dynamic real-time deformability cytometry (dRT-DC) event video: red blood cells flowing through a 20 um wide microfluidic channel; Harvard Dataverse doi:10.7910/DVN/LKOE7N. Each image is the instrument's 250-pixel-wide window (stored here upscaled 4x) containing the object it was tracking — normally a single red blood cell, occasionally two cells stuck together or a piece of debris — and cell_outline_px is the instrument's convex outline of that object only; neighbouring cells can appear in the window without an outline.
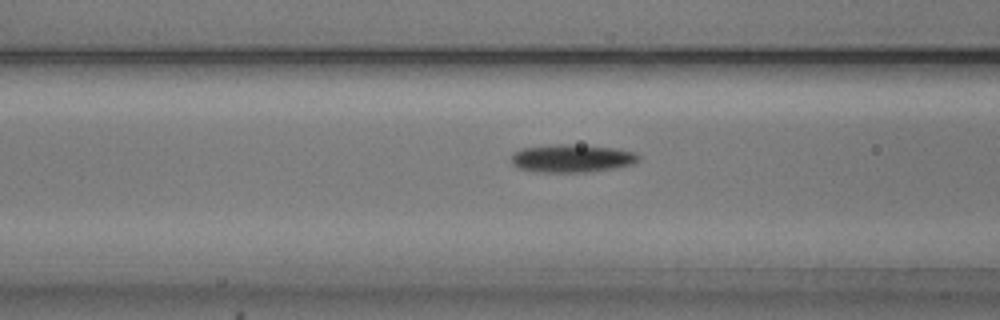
{"species": "common noctule bat (a hibernating species)", "species_latin": "Nyctalus noctula", "temperature_condition": "cold", "stored_images_in_passage": 38, "camera_frame_rate_fps": 3000, "um_per_image_px": 0.085, "animal": {"sex": "male", "body_mass_g": 20.5, "forearm_length_mm": 52.5}, "frame": {"image": 1, "passage_image": 6, "time_ms": 1.667, "image_size_px": [1000, 320], "cell_outline_px": [[640, 160], [632, 164], [612, 168], [588, 172], [532, 172], [516, 168], [512, 164], [512, 156], [520, 148], [556, 144], [572, 144], [616, 148], [636, 152], [640, 156]], "centroid_in_image_um": [48.6, 13.46], "position_along_channel_um": 118.0, "area_um2": 20.92}}
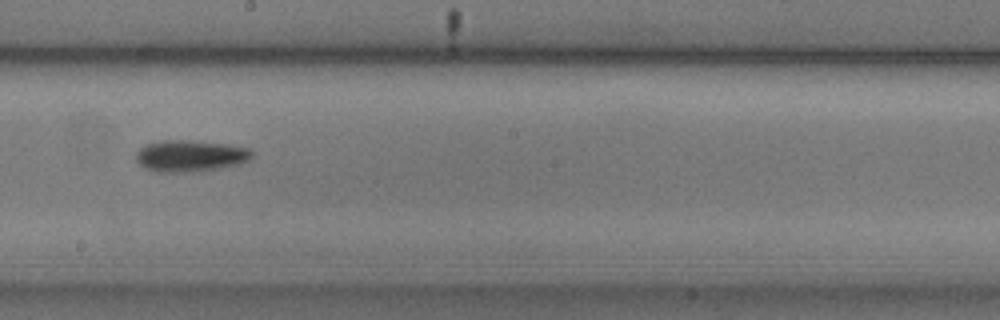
{"frame": {"image": 2, "passage_image": 15, "time_ms": 4.667, "image_size_px": [1000, 320], "cell_outline_px": [[252, 156], [248, 160], [236, 164], [216, 168], [192, 172], [156, 172], [144, 168], [136, 160], [136, 152], [144, 144], [160, 140], [192, 140], [228, 144], [252, 148]], "centroid_in_image_um": [16.13, 13.23], "position_along_channel_um": 232.1, "area_um2": 21.44}}
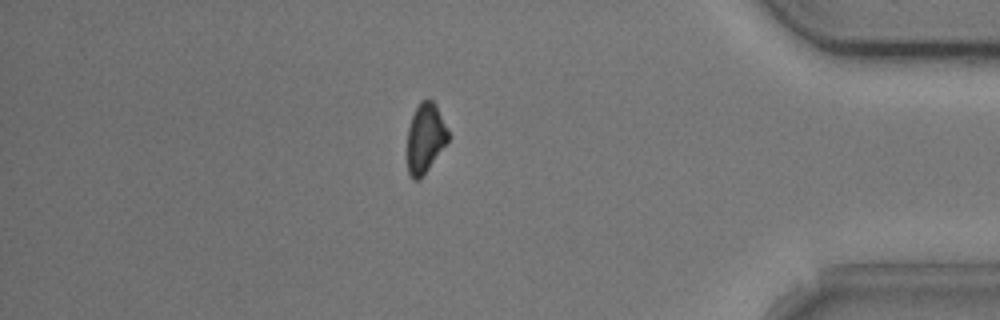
{"frame": {"image": 3, "passage_image": 31, "time_ms": 10.0, "image_size_px": [1000, 320], "cell_outline_px": [[448, 140], [420, 180], [412, 180], [408, 172], [408, 128], [412, 116], [420, 100], [432, 100], [436, 104], [448, 132]], "centroid_in_image_um": [36.13, 11.74], "position_along_channel_um": 399.1, "area_um2": 16.24}, "authors_computed_cell_mechanics": {"area_um2": 18.785, "velocity_mm_per_s": 3.7907, "shape_relaxation_time_tau1_ms": 2.3568, "shape_relaxation_time_tau2_ms": null, "deformation_change_tau1": 0.1179, "deformation_change_tau2": null}}